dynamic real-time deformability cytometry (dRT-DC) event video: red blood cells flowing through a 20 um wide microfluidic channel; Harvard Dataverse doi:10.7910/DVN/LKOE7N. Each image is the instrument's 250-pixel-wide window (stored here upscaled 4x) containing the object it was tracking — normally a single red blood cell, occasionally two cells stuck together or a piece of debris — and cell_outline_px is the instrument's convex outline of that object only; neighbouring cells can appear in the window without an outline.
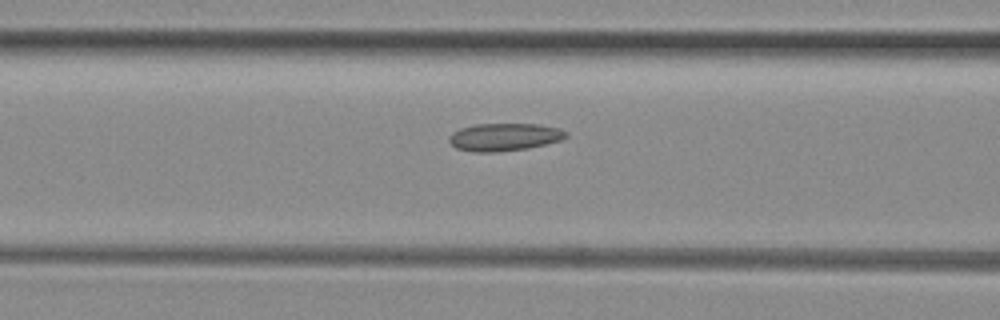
{"species": "common noctule bat (a hibernating species)", "species_latin": "Nyctalus noctula", "temperature_condition": "room temperature", "stored_images_in_passage": 18, "camera_frame_rate_fps": 3000, "um_per_image_px": 0.085, "animal": {"sex": "female", "body_mass_g": 29.2, "forearm_length_mm": 56.3}, "frame": {"image": 1, "passage_image": 16, "time_ms": 5.0, "image_size_px": [1000, 320], "cell_outline_px": [[568, 136], [560, 140], [528, 148], [496, 152], [472, 152], [456, 148], [448, 140], [448, 136], [452, 132], [460, 128], [476, 124], [536, 124], [560, 128], [568, 132]], "centroid_in_image_um": [42.85, 11.64], "position_along_channel_um": 123.8, "area_um2": 18.9}}